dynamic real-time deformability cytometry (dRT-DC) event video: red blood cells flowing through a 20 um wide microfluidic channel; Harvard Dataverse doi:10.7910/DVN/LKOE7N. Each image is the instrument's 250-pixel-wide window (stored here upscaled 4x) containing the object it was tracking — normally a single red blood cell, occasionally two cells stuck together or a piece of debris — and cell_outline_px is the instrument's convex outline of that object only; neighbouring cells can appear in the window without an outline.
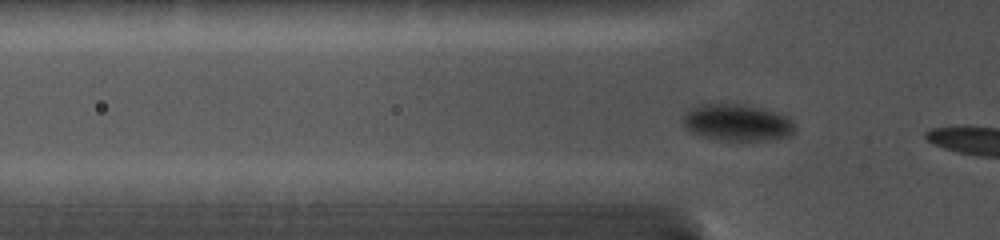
{"species": "common noctule bat (a hibernating species)", "species_latin": "Nyctalus noctula", "temperature_condition": "cold", "stored_images_in_passage": 15, "camera_frame_rate_fps": 5000, "um_per_image_px": 0.085, "animal": {"sex": "female", "body_mass_g": 19.0, "forearm_length_mm": 56.7}, "frame": {"image": 1, "passage_image": 7, "time_ms": 1.2, "image_size_px": [1000, 240], "cell_outline_px": [[796, 128], [792, 136], [772, 140], [724, 140], [692, 132], [684, 124], [684, 116], [692, 108], [700, 104], [744, 104], [780, 112], [788, 116], [792, 120]], "centroid_in_image_um": [62.79, 10.41], "position_along_channel_um": 63.0, "area_um2": 23.81}}
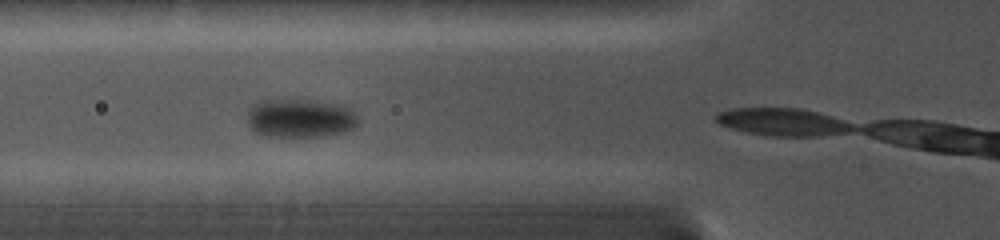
{"frame": {"image": 2, "passage_image": 11, "time_ms": 2.2, "image_size_px": [1000, 240], "cell_outline_px": [[360, 120], [356, 128], [344, 132], [320, 136], [264, 136], [248, 128], [248, 112], [252, 104], [256, 100], [288, 96], [344, 104], [356, 112]], "centroid_in_image_um": [25.52, 9.98], "position_along_channel_um": 100.3, "area_um2": 26.47}}